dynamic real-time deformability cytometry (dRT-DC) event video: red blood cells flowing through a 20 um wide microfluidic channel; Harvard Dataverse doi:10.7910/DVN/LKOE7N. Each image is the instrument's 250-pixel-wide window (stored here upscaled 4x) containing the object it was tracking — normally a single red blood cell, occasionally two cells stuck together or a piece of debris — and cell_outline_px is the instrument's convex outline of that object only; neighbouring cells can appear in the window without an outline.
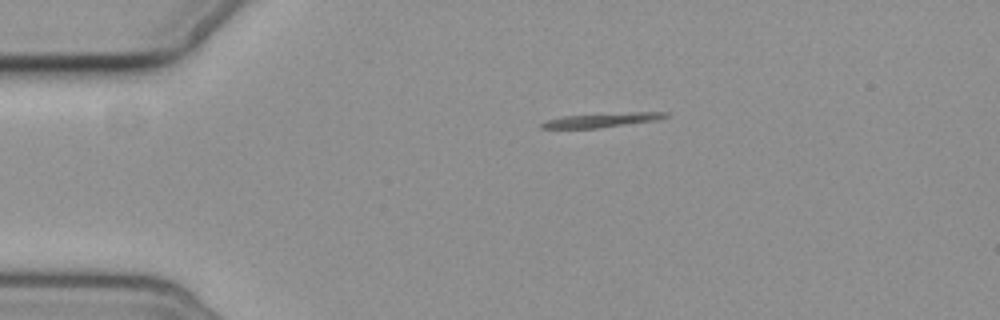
{"species": "common noctule bat (a hibernating species)", "species_latin": "Nyctalus noctula", "temperature_condition": "cold", "stored_images_in_passage": 3, "camera_frame_rate_fps": 3000, "um_per_image_px": 0.085, "animal": {"sex": "female", "body_mass_g": 19.3, "forearm_length_mm": 54.1}, "frame": {"image": 1, "passage_image": 1, "time_ms": 0.0, "image_size_px": [1000, 320], "cell_outline_px": [[668, 116], [656, 120], [596, 128], [540, 128], [540, 124], [544, 120], [564, 116], [632, 112], [668, 112]], "centroid_in_image_um": [51.11, 10.2], "position_along_channel_um": 33.9, "area_um2": 10.06}}
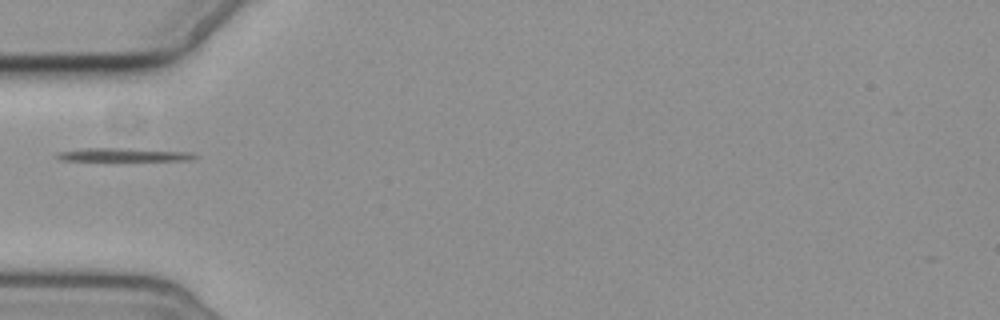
{"frame": {"image": 2, "passage_image": 3, "time_ms": 2.333, "image_size_px": [1000, 320], "cell_outline_px": [[196, 156], [188, 160], [60, 160], [56, 156], [56, 152], [88, 148], [124, 148], [192, 152]], "centroid_in_image_um": [10.46, 13.14], "position_along_channel_um": 74.5, "area_um2": 10.35}}